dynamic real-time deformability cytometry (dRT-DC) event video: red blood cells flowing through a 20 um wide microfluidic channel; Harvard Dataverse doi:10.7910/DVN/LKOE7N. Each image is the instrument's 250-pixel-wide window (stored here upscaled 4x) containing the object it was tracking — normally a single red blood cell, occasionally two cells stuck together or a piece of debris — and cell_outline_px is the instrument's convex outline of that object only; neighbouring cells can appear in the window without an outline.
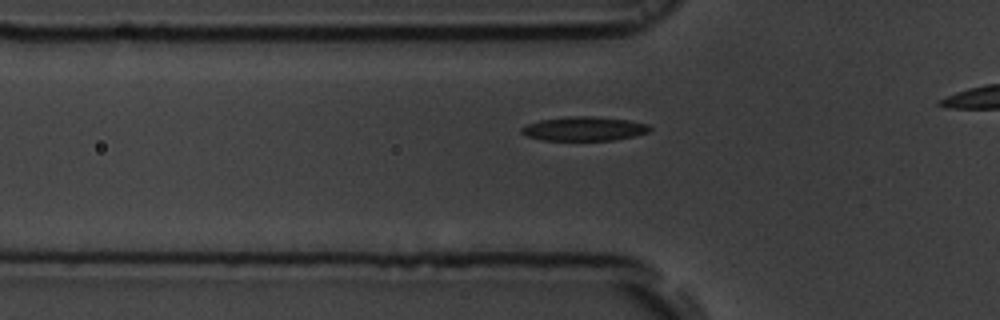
{"species": "common noctule bat (a hibernating species)", "species_latin": "Nyctalus noctula", "temperature_condition": "room temperature", "stored_images_in_passage": 36, "camera_frame_rate_fps": 3000, "um_per_image_px": 0.085, "animal": {"sex": "male", "body_mass_g": 19.5, "forearm_length_mm": 54.6}, "frame": {"image": 1, "passage_image": 10, "time_ms": 3.0, "image_size_px": [1000, 320], "cell_outline_px": [[652, 128], [648, 132], [636, 136], [616, 140], [544, 140], [528, 136], [520, 132], [520, 128], [528, 124], [540, 120], [568, 116], [592, 116], [628, 120], [648, 124]], "centroid_in_image_um": [49.67, 10.94], "position_along_channel_um": 76.1, "area_um2": 18.03}}
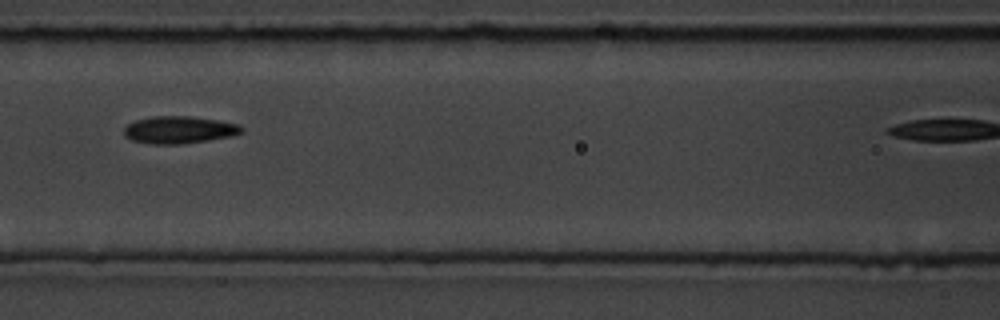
{"frame": {"image": 2, "passage_image": 16, "time_ms": 5.0, "image_size_px": [1000, 320], "cell_outline_px": [[244, 132], [232, 136], [208, 140], [180, 144], [152, 144], [132, 140], [124, 136], [124, 128], [128, 124], [136, 120], [152, 116], [188, 116], [216, 120], [240, 124], [244, 128]], "centroid_in_image_um": [15.24, 11.03], "position_along_channel_um": 151.4, "area_um2": 18.73}}
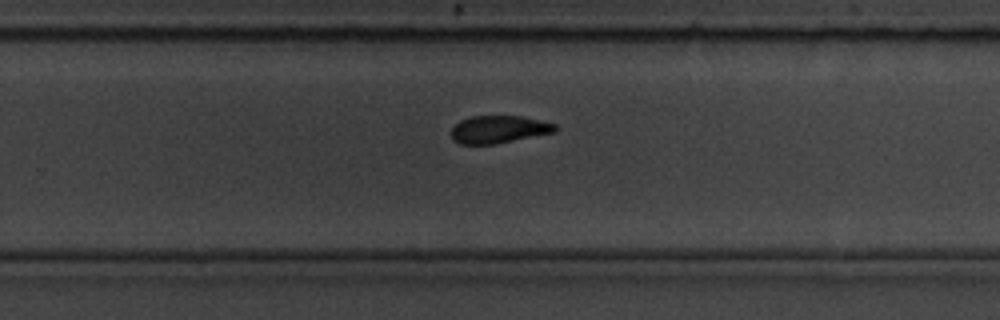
{"frame": {"image": 3, "passage_image": 27, "time_ms": 8.667, "image_size_px": [1000, 320], "cell_outline_px": [[556, 132], [496, 144], [460, 144], [452, 140], [452, 128], [460, 120], [468, 116], [520, 116], [556, 124]], "centroid_in_image_um": [42.37, 11.0], "position_along_channel_um": 287.4, "area_um2": 16.7}}